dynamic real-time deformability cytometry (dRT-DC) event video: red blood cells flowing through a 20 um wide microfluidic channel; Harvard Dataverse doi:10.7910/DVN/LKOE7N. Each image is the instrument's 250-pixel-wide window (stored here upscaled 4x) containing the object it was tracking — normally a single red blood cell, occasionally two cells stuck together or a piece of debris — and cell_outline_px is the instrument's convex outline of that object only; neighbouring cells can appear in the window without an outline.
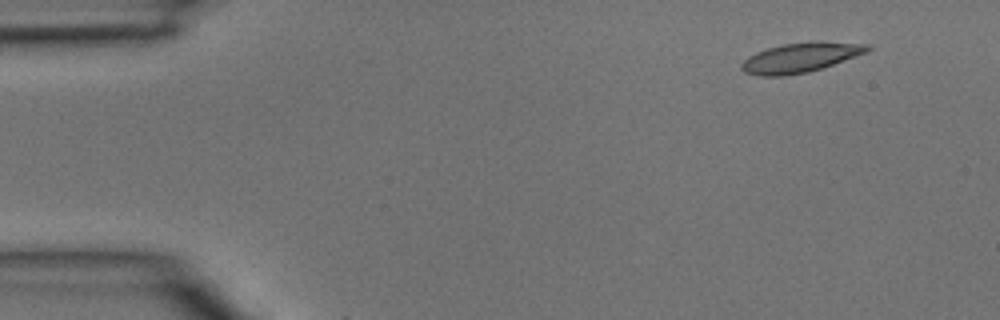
{"species": "common noctule bat (a hibernating species)", "species_latin": "Nyctalus noctula", "temperature_condition": "room temperature", "stored_images_in_passage": 4, "camera_frame_rate_fps": 3000, "um_per_image_px": 0.085, "animal": {"sex": "male", "body_mass_g": 15.6}, "frame": {"image": 1, "passage_image": 1, "time_ms": 0.0, "image_size_px": [1000, 320], "cell_outline_px": [[872, 48], [868, 52], [808, 72], [784, 76], [760, 76], [744, 72], [740, 68], [740, 64], [748, 56], [756, 52], [768, 48], [784, 44], [868, 44]], "centroid_in_image_um": [67.92, 4.95], "position_along_channel_um": 17.1, "area_um2": 20.63}}
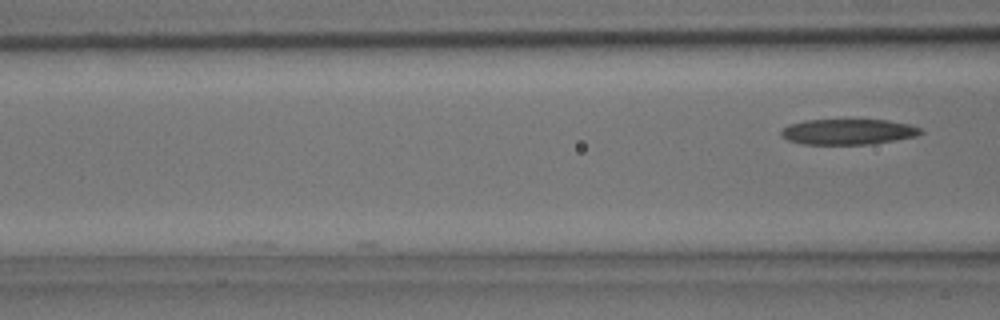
{"frame": {"image": 2, "passage_image": 4, "time_ms": 1.0, "image_size_px": [1000, 320], "cell_outline_px": [[924, 132], [916, 136], [872, 144], [804, 144], [788, 140], [780, 136], [780, 132], [788, 124], [804, 120], [888, 120], [908, 124], [924, 128]], "centroid_in_image_um": [72.1, 11.19], "position_along_channel_um": 94.5, "area_um2": 20.87}}